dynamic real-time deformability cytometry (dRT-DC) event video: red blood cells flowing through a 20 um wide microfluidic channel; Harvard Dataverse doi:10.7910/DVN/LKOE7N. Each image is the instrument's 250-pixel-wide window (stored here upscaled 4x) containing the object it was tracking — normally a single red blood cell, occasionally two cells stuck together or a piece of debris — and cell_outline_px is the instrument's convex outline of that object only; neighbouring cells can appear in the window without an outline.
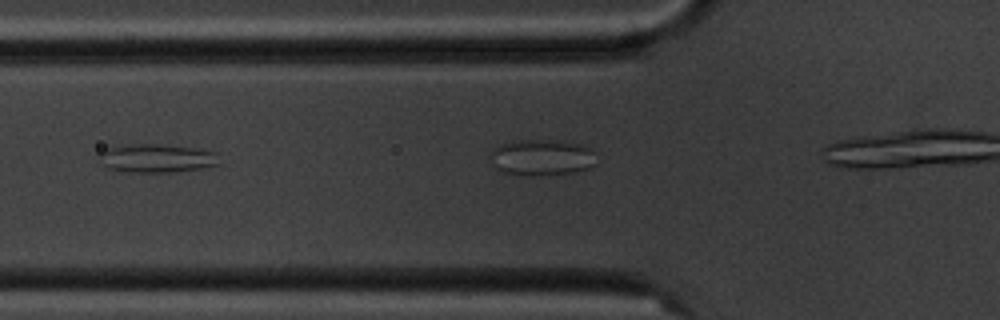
{"species": "common noctule bat (a hibernating species)", "species_latin": "Nyctalus noctula", "temperature_condition": "cold", "stored_images_in_passage": 6, "camera_frame_rate_fps": 3000, "um_per_image_px": 0.085, "animal": {"sex": "male", "body_mass_g": 20.1, "forearm_length_mm": 53.5}, "frame": {"image": 1, "passage_image": 4, "time_ms": 3.667, "image_size_px": [1000, 320], "cell_outline_px": [[220, 164], [200, 168], [172, 172], [124, 172], [108, 168], [104, 164], [100, 152], [112, 144], [160, 144], [196, 148], [216, 152]], "centroid_in_image_um": [13.3, 13.43], "position_along_channel_um": 112.5, "area_um2": 20.06}}
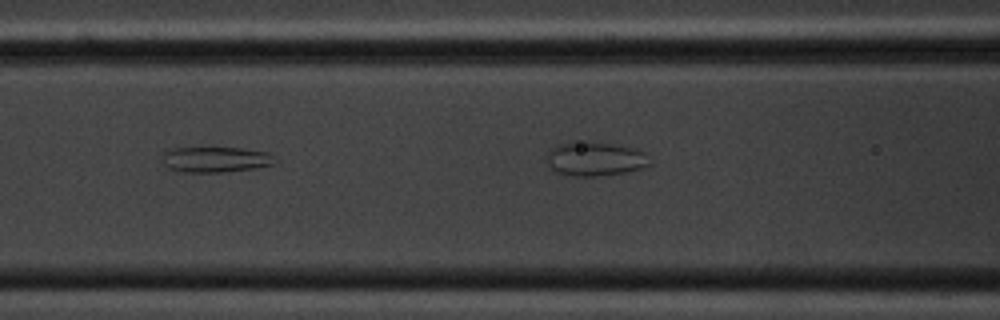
{"frame": {"image": 2, "passage_image": 5, "time_ms": 4.667, "image_size_px": [1000, 320], "cell_outline_px": [[276, 164], [252, 168], [220, 172], [184, 172], [168, 168], [164, 164], [164, 152], [172, 148], [240, 148], [268, 152], [272, 156]], "centroid_in_image_um": [18.32, 13.55], "position_along_channel_um": 148.3, "area_um2": 16.47}}